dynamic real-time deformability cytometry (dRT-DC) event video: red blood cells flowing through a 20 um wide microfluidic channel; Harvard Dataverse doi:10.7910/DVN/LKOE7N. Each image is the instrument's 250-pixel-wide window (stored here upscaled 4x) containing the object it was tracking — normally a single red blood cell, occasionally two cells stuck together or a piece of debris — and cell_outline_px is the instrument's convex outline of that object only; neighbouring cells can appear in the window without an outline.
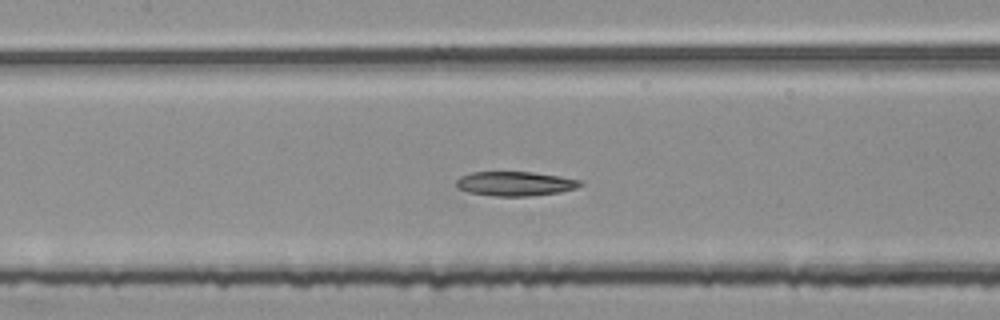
{"species": "common noctule bat (a hibernating species)", "species_latin": "Nyctalus noctula", "temperature_condition": "room temperature", "stored_images_in_passage": 53, "segment_of_instrument_passage": [2, 2], "camera_frame_rate_fps": 3000, "um_per_image_px": 0.085, "animal": {"sex": "female", "body_mass_g": 25.1}, "frame": {"image": 1, "passage_image": 25, "time_ms": 8.0, "image_size_px": [1000, 320], "cell_outline_px": [[584, 184], [576, 188], [560, 192], [532, 196], [492, 196], [468, 192], [456, 188], [456, 180], [460, 176], [472, 172], [532, 172], [560, 176], [580, 180]], "centroid_in_image_um": [43.77, 15.61], "position_along_channel_um": 163.6, "area_um2": 17.74}}
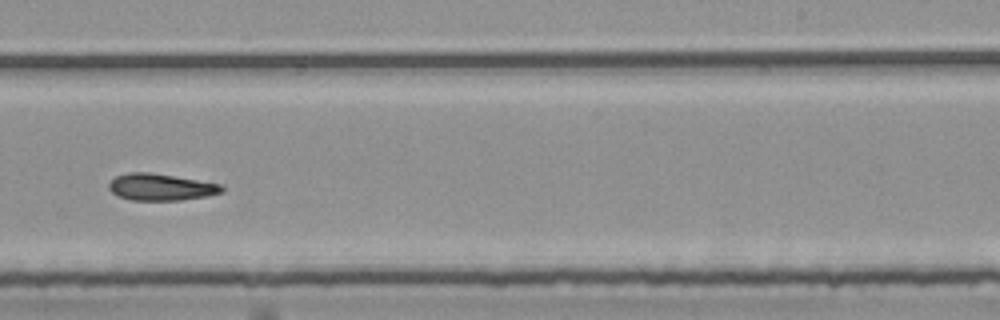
{"frame": {"image": 2, "passage_image": 34, "time_ms": 11.0, "image_size_px": [1000, 320], "cell_outline_px": [[224, 192], [208, 196], [180, 200], [132, 200], [116, 196], [108, 188], [108, 184], [116, 176], [128, 172], [148, 172], [220, 184], [224, 188]], "centroid_in_image_um": [13.64, 15.91], "position_along_channel_um": 275.4, "area_um2": 17.51}}
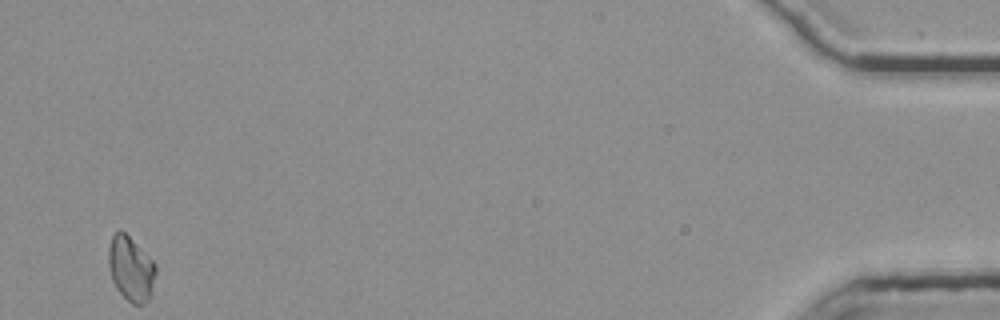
{"frame": {"image": 3, "passage_image": 53, "time_ms": 17.333, "image_size_px": [1000, 320], "cell_outline_px": [[156, 272], [152, 292], [148, 300], [144, 304], [132, 304], [116, 288], [112, 280], [108, 264], [108, 248], [112, 236], [120, 228], [156, 264]], "centroid_in_image_um": [11.12, 22.85], "position_along_channel_um": 424.1, "area_um2": 17.69}}